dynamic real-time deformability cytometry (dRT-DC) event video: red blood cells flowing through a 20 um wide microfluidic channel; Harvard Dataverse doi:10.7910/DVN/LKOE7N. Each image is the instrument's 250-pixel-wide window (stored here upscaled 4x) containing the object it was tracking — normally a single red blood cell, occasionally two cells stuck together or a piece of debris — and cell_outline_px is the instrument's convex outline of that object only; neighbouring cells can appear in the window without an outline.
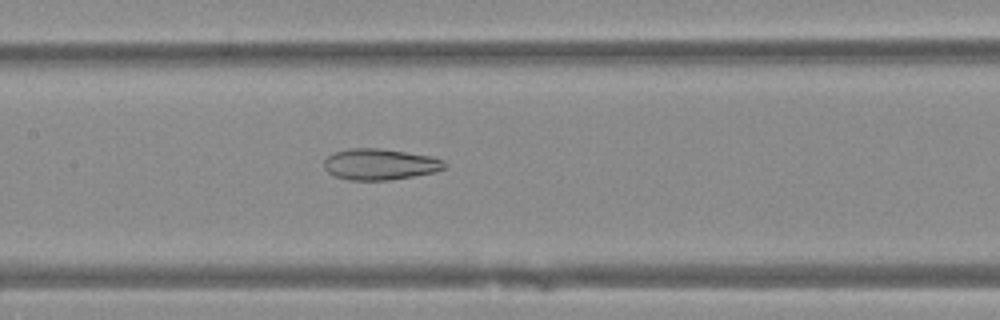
{"species": "Egyptian fruit bat (a non-hibernating species)", "species_latin": "Rousettus aegyptiacus", "temperature_condition": "warm", "stored_images_in_passage": 46, "camera_frame_rate_fps": 3000, "um_per_image_px": 0.085, "animal": {"sex": "female"}, "frame": {"image": 1, "passage_image": 25, "time_ms": 8.0, "image_size_px": [1000, 320], "cell_outline_px": [[448, 164], [444, 168], [436, 172], [388, 180], [352, 180], [332, 176], [324, 168], [324, 160], [332, 152], [348, 148], [380, 148], [432, 156], [444, 160]], "centroid_in_image_um": [32.28, 13.95], "position_along_channel_um": 175.1, "area_um2": 22.08}}
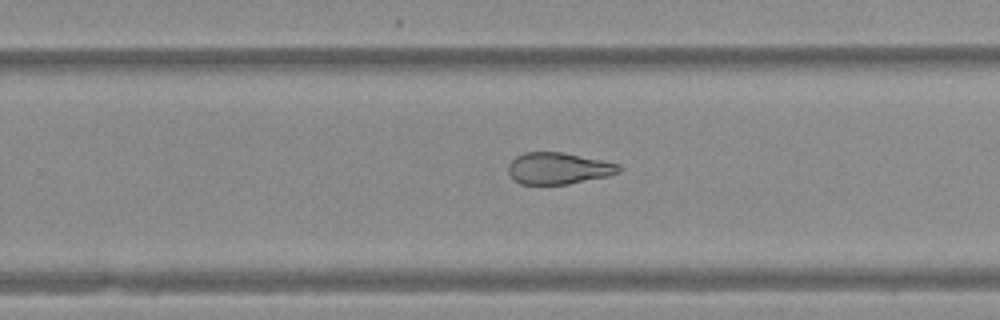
{"frame": {"image": 2, "passage_image": 33, "time_ms": 10.667, "image_size_px": [1000, 320], "cell_outline_px": [[620, 172], [608, 176], [568, 184], [520, 184], [508, 172], [508, 164], [516, 156], [524, 152], [564, 152], [620, 164]], "centroid_in_image_um": [47.47, 14.3], "position_along_channel_um": 282.3, "area_um2": 20.35}}
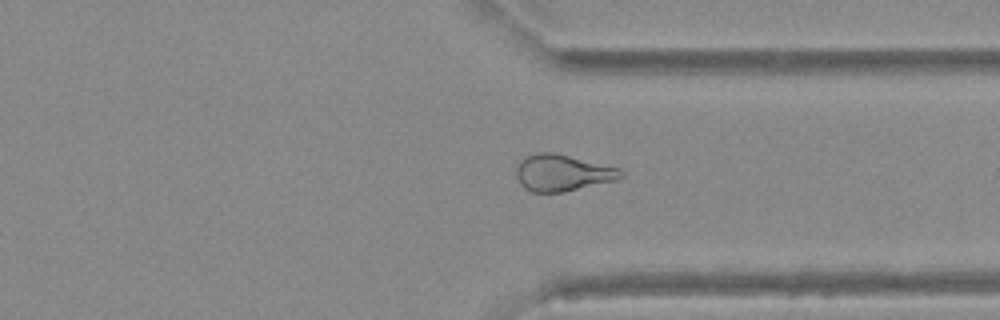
{"frame": {"image": 3, "passage_image": 39, "time_ms": 12.667, "image_size_px": [1000, 320], "cell_outline_px": [[624, 176], [616, 180], [564, 192], [532, 192], [524, 188], [520, 184], [516, 176], [516, 168], [520, 160], [524, 156], [536, 152], [552, 152], [620, 168], [624, 172]], "centroid_in_image_um": [47.79, 14.69], "position_along_channel_um": 363.6, "area_um2": 22.37}}